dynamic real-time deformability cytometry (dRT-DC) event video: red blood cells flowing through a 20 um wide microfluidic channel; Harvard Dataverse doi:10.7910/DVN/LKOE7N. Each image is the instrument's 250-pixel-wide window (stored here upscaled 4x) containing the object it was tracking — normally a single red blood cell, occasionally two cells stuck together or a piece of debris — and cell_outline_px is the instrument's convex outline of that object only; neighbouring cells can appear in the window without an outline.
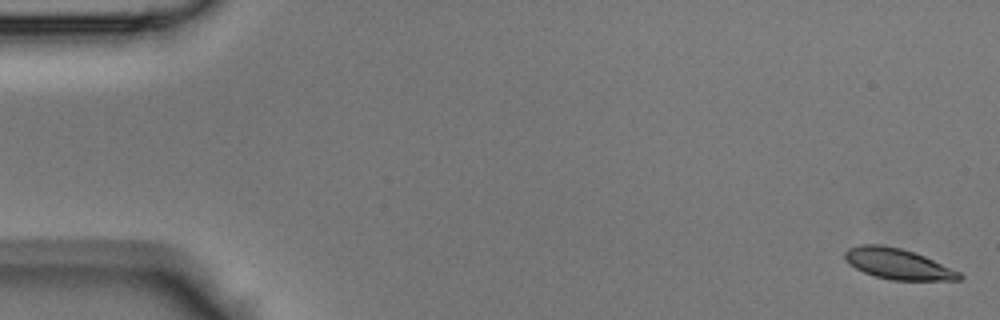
{"species": "Egyptian fruit bat (a non-hibernating species)", "species_latin": "Rousettus aegyptiacus", "temperature_condition": "room temperature", "stored_images_in_passage": 49, "camera_frame_rate_fps": 3000, "um_per_image_px": 0.085, "animal": {"sex": "male"}, "frame": {"image": 1, "passage_image": 1, "time_ms": 0.0, "image_size_px": [1000, 320], "cell_outline_px": [[964, 276], [960, 280], [892, 280], [876, 276], [864, 272], [848, 264], [844, 260], [844, 252], [848, 248], [860, 244], [880, 244], [900, 248], [924, 256], [960, 272]], "centroid_in_image_um": [76.28, 22.42], "position_along_channel_um": 8.7, "area_um2": 20.4}}
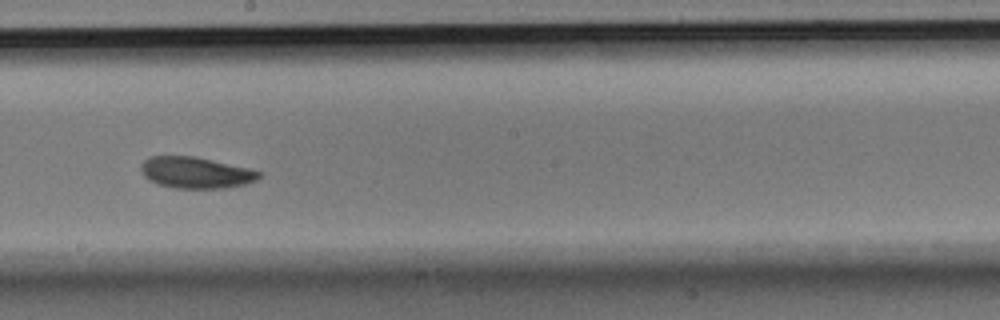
{"frame": {"image": 2, "passage_image": 27, "time_ms": 8.667, "image_size_px": [1000, 320], "cell_outline_px": [[260, 176], [256, 180], [244, 184], [224, 188], [172, 188], [156, 184], [148, 180], [144, 176], [140, 168], [140, 164], [148, 156], [196, 156], [248, 168], [260, 172]], "centroid_in_image_um": [16.58, 14.67], "position_along_channel_um": 231.6, "area_um2": 21.62}}
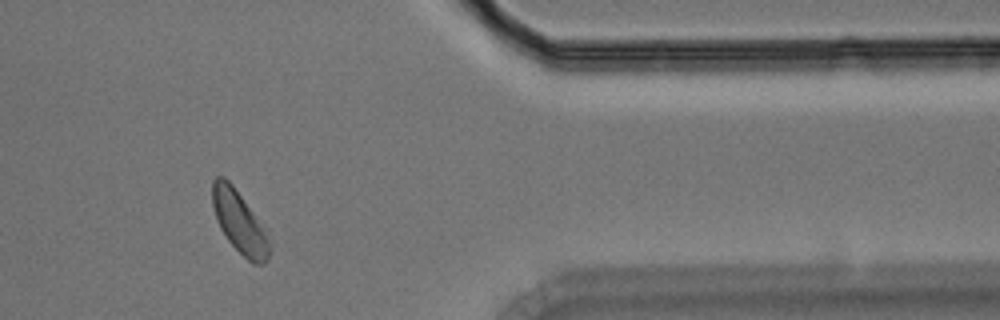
{"frame": {"image": 3, "passage_image": 40, "time_ms": 13.0, "image_size_px": [1000, 320], "cell_outline_px": [[272, 244], [268, 260], [264, 264], [252, 264], [228, 240], [220, 228], [216, 220], [212, 204], [212, 180], [216, 176], [224, 176], [232, 184], [252, 212]], "centroid_in_image_um": [20.33, 18.9], "position_along_channel_um": 391.1, "area_um2": 20.29}}